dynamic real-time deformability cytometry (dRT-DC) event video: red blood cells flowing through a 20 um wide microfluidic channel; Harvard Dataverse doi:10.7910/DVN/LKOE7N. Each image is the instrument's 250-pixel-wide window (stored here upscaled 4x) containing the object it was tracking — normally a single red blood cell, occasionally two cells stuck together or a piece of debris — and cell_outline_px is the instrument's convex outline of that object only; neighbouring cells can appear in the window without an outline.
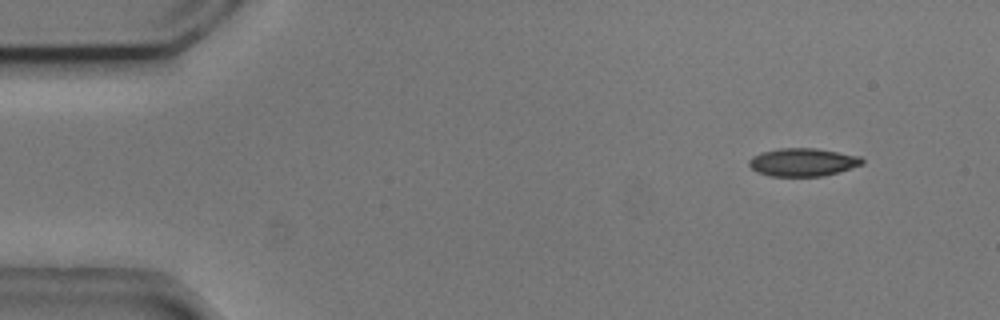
{"species": "common noctule bat (a hibernating species)", "species_latin": "Nyctalus noctula", "temperature_condition": "cold", "stored_images_in_passage": 4, "camera_frame_rate_fps": 3000, "um_per_image_px": 0.085, "animal": {"sex": "male", "body_mass_g": 20.5, "forearm_length_mm": 52.5}, "frame": {"image": 1, "passage_image": 1, "time_ms": 0.0, "image_size_px": [1000, 320], "cell_outline_px": [[864, 164], [824, 176], [768, 176], [756, 172], [748, 164], [748, 160], [752, 156], [760, 152], [780, 148], [816, 148], [860, 156], [864, 160]], "centroid_in_image_um": [68.21, 13.78], "position_along_channel_um": 16.8, "area_um2": 18.61}}
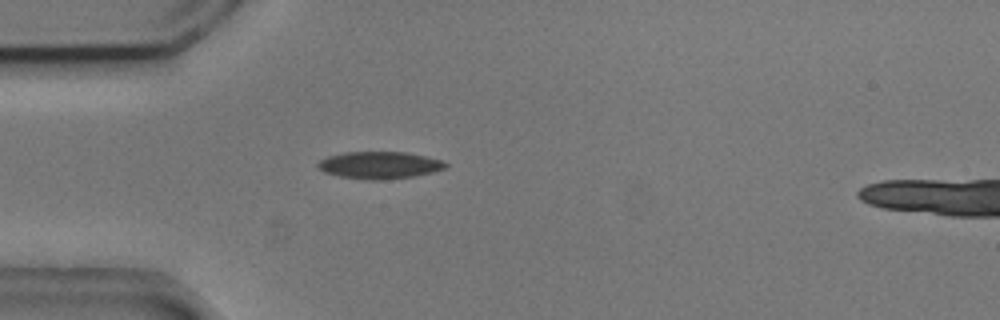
{"frame": {"image": 2, "passage_image": 4, "time_ms": 1.0, "image_size_px": [1000, 320], "cell_outline_px": [[448, 168], [416, 176], [384, 180], [368, 180], [340, 176], [324, 172], [316, 164], [320, 160], [328, 156], [344, 152], [404, 152], [424, 156], [440, 160], [448, 164]], "centroid_in_image_um": [32.27, 14.04], "position_along_channel_um": 52.7, "area_um2": 20.17}}